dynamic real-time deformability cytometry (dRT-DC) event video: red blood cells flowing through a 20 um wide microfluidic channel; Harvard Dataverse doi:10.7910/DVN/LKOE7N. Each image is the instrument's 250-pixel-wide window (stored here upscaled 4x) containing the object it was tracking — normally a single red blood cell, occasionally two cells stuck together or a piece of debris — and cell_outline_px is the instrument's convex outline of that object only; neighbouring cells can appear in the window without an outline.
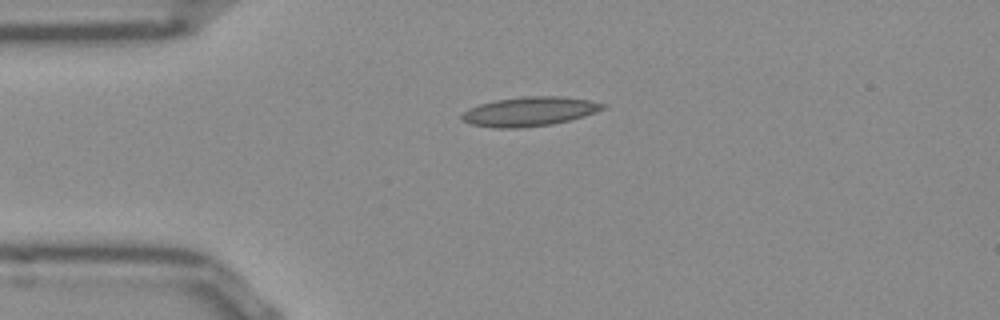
{"species": "Egyptian fruit bat (a non-hibernating species)", "species_latin": "Rousettus aegyptiacus", "temperature_condition": "room temperature", "stored_images_in_passage": 41, "camera_frame_rate_fps": 3000, "um_per_image_px": 0.085, "frame": {"image": 1, "passage_image": 1, "time_ms": 0.0, "image_size_px": [1000, 320], "cell_outline_px": [[608, 108], [584, 116], [552, 124], [520, 128], [496, 128], [472, 124], [460, 120], [460, 116], [468, 108], [480, 104], [496, 100], [524, 96], [560, 96], [588, 100], [608, 104]], "centroid_in_image_um": [45.02, 9.47], "position_along_channel_um": 40.0, "area_um2": 24.1}}
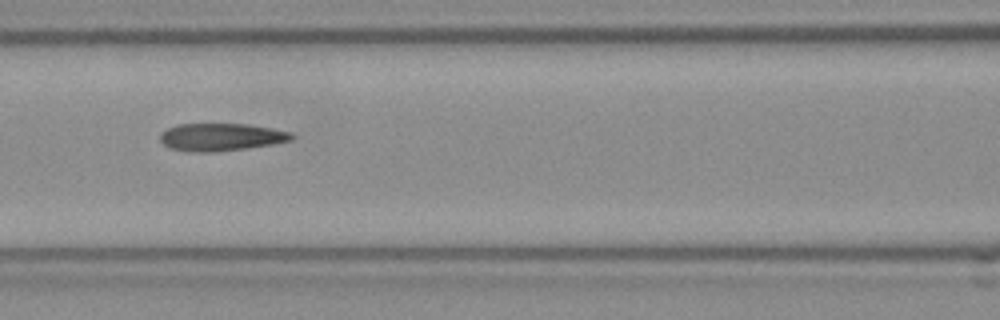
{"frame": {"image": 2, "passage_image": 11, "time_ms": 3.333, "image_size_px": [1000, 320], "cell_outline_px": [[296, 136], [292, 140], [272, 144], [244, 148], [212, 152], [188, 152], [168, 148], [160, 140], [160, 132], [176, 124], [248, 124], [272, 128], [292, 132]], "centroid_in_image_um": [18.77, 11.65], "position_along_channel_um": 147.8, "area_um2": 21.27}}
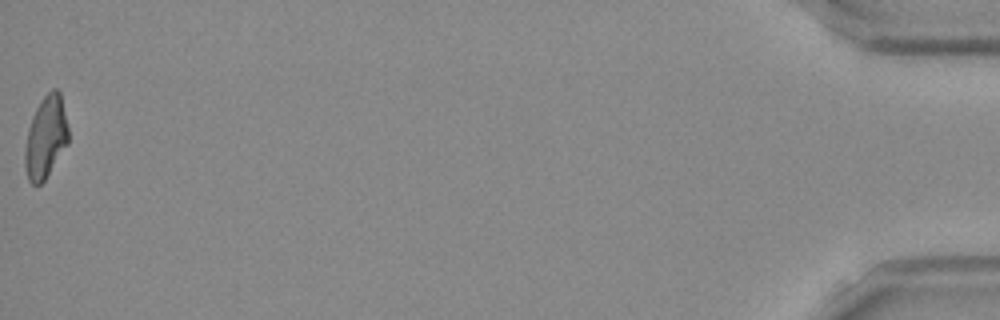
{"frame": {"image": 3, "passage_image": 41, "time_ms": 13.333, "image_size_px": [1000, 320], "cell_outline_px": [[68, 144], [44, 180], [40, 184], [32, 184], [28, 180], [24, 164], [24, 152], [28, 128], [32, 116], [40, 100], [52, 88], [56, 88], [60, 92], [68, 128]], "centroid_in_image_um": [3.88, 11.66], "position_along_channel_um": 431.3, "area_um2": 20.75}, "authors_computed_cell_mechanics": {"area_um2": 21.386, "velocity_mm_per_s": 3.891, "shape_relaxation_time_tau1_ms": null, "shape_relaxation_time_tau2_ms": 1.4806, "deformation_change_tau1": null, "deformation_change_tau2": 0.0946}}